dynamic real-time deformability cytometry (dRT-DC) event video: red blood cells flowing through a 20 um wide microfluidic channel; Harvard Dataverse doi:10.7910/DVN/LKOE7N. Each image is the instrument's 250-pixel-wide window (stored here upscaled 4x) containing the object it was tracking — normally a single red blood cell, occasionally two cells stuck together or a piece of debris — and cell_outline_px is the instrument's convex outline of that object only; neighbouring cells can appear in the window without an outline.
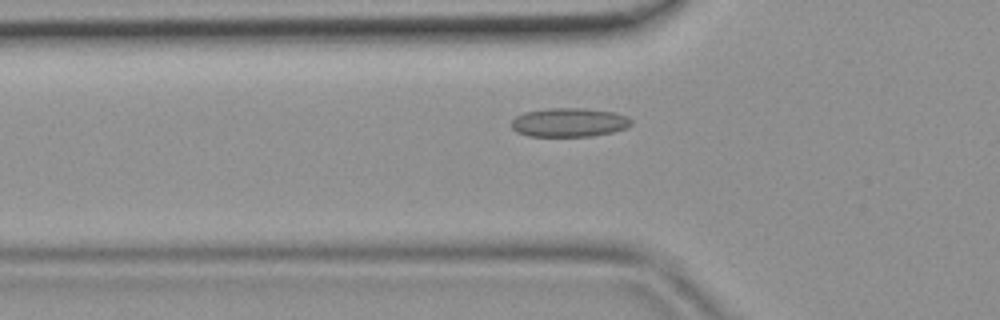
{"species": "common noctule bat (a hibernating species)", "species_latin": "Nyctalus noctula", "temperature_condition": "room temperature", "stored_images_in_passage": 31, "camera_frame_rate_fps": 3000, "um_per_image_px": 0.085, "animal": {"sex": "female", "body_mass_g": 19.9}, "frame": {"image": 1, "passage_image": 2, "time_ms": 0.333, "image_size_px": [1000, 320], "cell_outline_px": [[632, 124], [628, 128], [612, 132], [592, 136], [528, 136], [516, 132], [512, 128], [512, 120], [516, 116], [524, 112], [548, 108], [584, 108], [612, 112], [628, 116], [632, 120]], "centroid_in_image_um": [48.39, 10.4], "position_along_channel_um": 77.4, "area_um2": 20.29}}
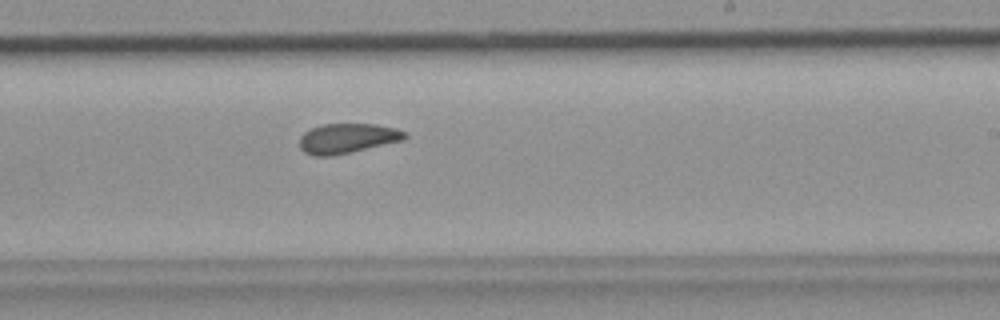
{"frame": {"image": 2, "passage_image": 14, "time_ms": 4.333, "image_size_px": [1000, 320], "cell_outline_px": [[408, 136], [404, 140], [332, 156], [312, 156], [304, 152], [300, 148], [300, 136], [304, 132], [320, 124], [376, 124], [396, 128], [404, 132]], "centroid_in_image_um": [29.5, 11.76], "position_along_channel_um": 259.5, "area_um2": 18.32}}
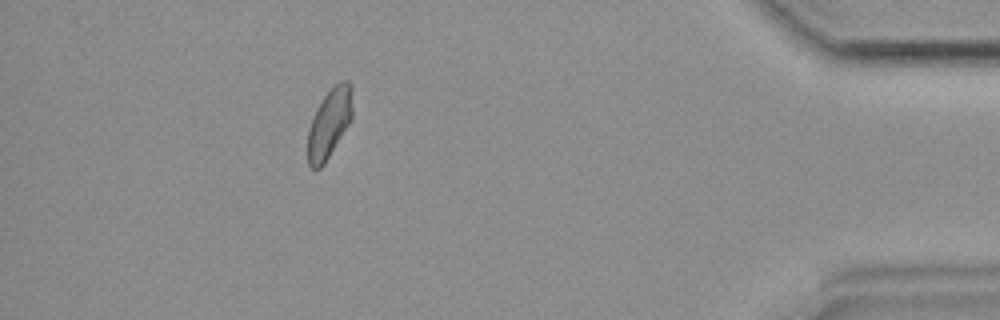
{"frame": {"image": 3, "passage_image": 27, "time_ms": 8.667, "image_size_px": [1000, 320], "cell_outline_px": [[352, 120], [324, 164], [320, 168], [312, 168], [308, 164], [308, 128], [312, 116], [316, 108], [324, 96], [340, 80], [348, 80], [352, 84]], "centroid_in_image_um": [28.01, 10.45], "position_along_channel_um": 407.2, "area_um2": 18.21}}